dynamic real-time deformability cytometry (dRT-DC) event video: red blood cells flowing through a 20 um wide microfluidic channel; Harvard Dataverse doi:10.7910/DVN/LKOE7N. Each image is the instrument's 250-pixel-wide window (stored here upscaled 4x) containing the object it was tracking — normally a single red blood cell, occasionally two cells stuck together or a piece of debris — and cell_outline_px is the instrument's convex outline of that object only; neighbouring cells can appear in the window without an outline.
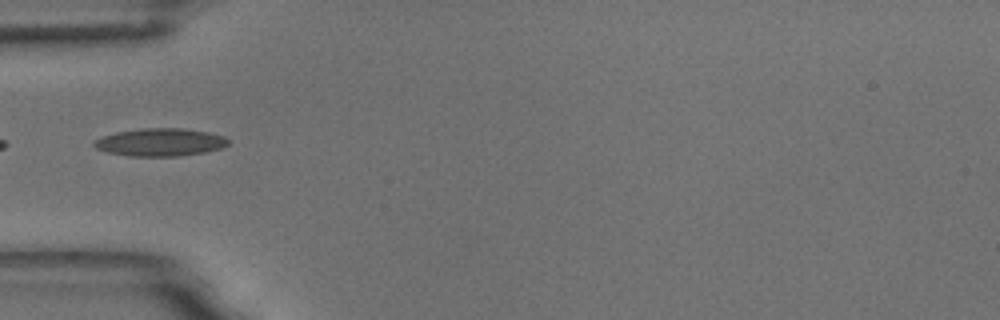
{"species": "common noctule bat (a hibernating species)", "species_latin": "Nyctalus noctula", "temperature_condition": "room temperature", "stored_images_in_passage": 39, "camera_frame_rate_fps": 3000, "um_per_image_px": 0.085, "animal": {"sex": "male", "body_mass_g": 18.8}, "frame": {"image": 1, "passage_image": 1, "time_ms": 0.0, "image_size_px": [1000, 320], "cell_outline_px": [[228, 144], [220, 148], [204, 152], [180, 156], [132, 156], [108, 152], [96, 148], [92, 144], [96, 140], [104, 136], [116, 132], [144, 128], [184, 128], [208, 132], [224, 136], [228, 140]], "centroid_in_image_um": [13.63, 12.08], "position_along_channel_um": 71.4, "area_um2": 21.5}}
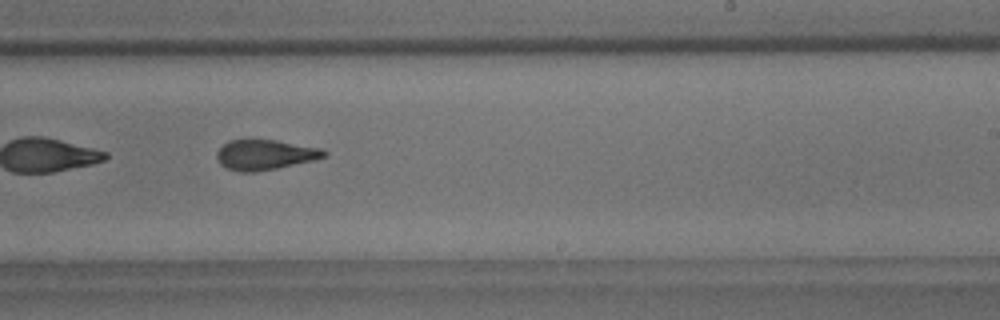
{"frame": {"image": 2, "passage_image": 17, "time_ms": 5.333, "image_size_px": [1000, 320], "cell_outline_px": [[328, 156], [312, 160], [276, 168], [256, 172], [240, 172], [228, 168], [220, 164], [216, 156], [216, 152], [228, 140], [248, 136], [276, 140], [324, 148], [328, 152]], "centroid_in_image_um": [22.51, 13.1], "position_along_channel_um": 266.5, "area_um2": 19.54}, "authors_computed_cell_mechanics": {"area_um2": 19.363, "velocity_mm_per_s": 3.6361, "shape_relaxation_time_tau1_ms": 4.4141, "shape_relaxation_time_tau2_ms": 1.6637, "deformation_change_tau1": 0.1654, "deformation_change_tau2": 0.1046}}